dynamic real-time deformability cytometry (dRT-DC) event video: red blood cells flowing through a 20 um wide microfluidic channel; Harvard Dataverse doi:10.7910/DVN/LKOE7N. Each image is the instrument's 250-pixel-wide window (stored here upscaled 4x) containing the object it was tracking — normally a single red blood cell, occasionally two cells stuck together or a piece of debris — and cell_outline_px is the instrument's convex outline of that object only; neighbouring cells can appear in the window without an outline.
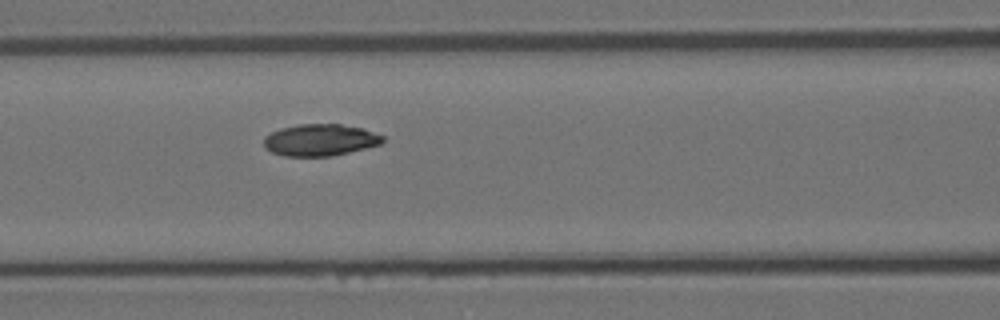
{"species": "Egyptian fruit bat (a non-hibernating species)", "species_latin": "Rousettus aegyptiacus", "temperature_condition": "room temperature", "stored_images_in_passage": 6, "camera_frame_rate_fps": 3000, "um_per_image_px": 0.085, "animal": {"sex": "female"}, "frame": {"image": 1, "passage_image": 6, "time_ms": 1.667, "image_size_px": [1000, 320], "cell_outline_px": [[384, 140], [380, 144], [332, 156], [284, 156], [272, 152], [264, 148], [264, 136], [280, 128], [300, 124], [340, 124], [360, 128], [384, 136]], "centroid_in_image_um": [27.16, 11.9], "position_along_channel_um": 139.4, "area_um2": 21.85}}